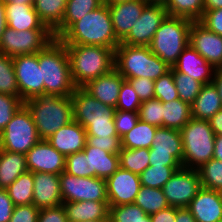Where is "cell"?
Returning <instances> with one entry per match:
<instances>
[{"mask_svg": "<svg viewBox=\"0 0 222 222\" xmlns=\"http://www.w3.org/2000/svg\"><path fill=\"white\" fill-rule=\"evenodd\" d=\"M58 39L65 45L102 46L114 51L120 44L106 3L73 23Z\"/></svg>", "mask_w": 222, "mask_h": 222, "instance_id": "1", "label": "cell"}, {"mask_svg": "<svg viewBox=\"0 0 222 222\" xmlns=\"http://www.w3.org/2000/svg\"><path fill=\"white\" fill-rule=\"evenodd\" d=\"M38 64L44 80V95L71 96L76 89L65 44L54 39L38 52Z\"/></svg>", "mask_w": 222, "mask_h": 222, "instance_id": "2", "label": "cell"}, {"mask_svg": "<svg viewBox=\"0 0 222 222\" xmlns=\"http://www.w3.org/2000/svg\"><path fill=\"white\" fill-rule=\"evenodd\" d=\"M71 99L73 120L85 128L87 136L99 138L118 136L114 123L115 108L105 105L82 87H76Z\"/></svg>", "mask_w": 222, "mask_h": 222, "instance_id": "3", "label": "cell"}, {"mask_svg": "<svg viewBox=\"0 0 222 222\" xmlns=\"http://www.w3.org/2000/svg\"><path fill=\"white\" fill-rule=\"evenodd\" d=\"M70 62L71 77L76 87L109 73L115 65V51L93 45H65Z\"/></svg>", "mask_w": 222, "mask_h": 222, "instance_id": "4", "label": "cell"}, {"mask_svg": "<svg viewBox=\"0 0 222 222\" xmlns=\"http://www.w3.org/2000/svg\"><path fill=\"white\" fill-rule=\"evenodd\" d=\"M24 105L32 115L41 140H46L59 128L73 121L71 96L42 95L26 100Z\"/></svg>", "mask_w": 222, "mask_h": 222, "instance_id": "5", "label": "cell"}, {"mask_svg": "<svg viewBox=\"0 0 222 222\" xmlns=\"http://www.w3.org/2000/svg\"><path fill=\"white\" fill-rule=\"evenodd\" d=\"M114 68L126 80L129 78H148L153 81L170 70V67L149 46H130L119 44L115 49Z\"/></svg>", "mask_w": 222, "mask_h": 222, "instance_id": "6", "label": "cell"}, {"mask_svg": "<svg viewBox=\"0 0 222 222\" xmlns=\"http://www.w3.org/2000/svg\"><path fill=\"white\" fill-rule=\"evenodd\" d=\"M192 22L186 18L168 15L155 32L149 48L170 68L189 45V30Z\"/></svg>", "mask_w": 222, "mask_h": 222, "instance_id": "7", "label": "cell"}, {"mask_svg": "<svg viewBox=\"0 0 222 222\" xmlns=\"http://www.w3.org/2000/svg\"><path fill=\"white\" fill-rule=\"evenodd\" d=\"M180 132L183 142L182 167L198 169L213 158L216 135L208 120L191 118Z\"/></svg>", "mask_w": 222, "mask_h": 222, "instance_id": "8", "label": "cell"}, {"mask_svg": "<svg viewBox=\"0 0 222 222\" xmlns=\"http://www.w3.org/2000/svg\"><path fill=\"white\" fill-rule=\"evenodd\" d=\"M40 140L32 115L23 104L0 133V149L26 154Z\"/></svg>", "mask_w": 222, "mask_h": 222, "instance_id": "9", "label": "cell"}, {"mask_svg": "<svg viewBox=\"0 0 222 222\" xmlns=\"http://www.w3.org/2000/svg\"><path fill=\"white\" fill-rule=\"evenodd\" d=\"M54 40L51 30L16 31L5 28L0 40V53L7 56L36 54Z\"/></svg>", "mask_w": 222, "mask_h": 222, "instance_id": "10", "label": "cell"}, {"mask_svg": "<svg viewBox=\"0 0 222 222\" xmlns=\"http://www.w3.org/2000/svg\"><path fill=\"white\" fill-rule=\"evenodd\" d=\"M62 201H108L106 180L97 177H76L63 171L60 175Z\"/></svg>", "mask_w": 222, "mask_h": 222, "instance_id": "11", "label": "cell"}, {"mask_svg": "<svg viewBox=\"0 0 222 222\" xmlns=\"http://www.w3.org/2000/svg\"><path fill=\"white\" fill-rule=\"evenodd\" d=\"M200 188L198 170L181 167L164 184L162 191L170 206L187 208Z\"/></svg>", "mask_w": 222, "mask_h": 222, "instance_id": "12", "label": "cell"}, {"mask_svg": "<svg viewBox=\"0 0 222 222\" xmlns=\"http://www.w3.org/2000/svg\"><path fill=\"white\" fill-rule=\"evenodd\" d=\"M19 97L23 102L44 95V80L38 64V53L12 57Z\"/></svg>", "mask_w": 222, "mask_h": 222, "instance_id": "13", "label": "cell"}, {"mask_svg": "<svg viewBox=\"0 0 222 222\" xmlns=\"http://www.w3.org/2000/svg\"><path fill=\"white\" fill-rule=\"evenodd\" d=\"M168 16L164 5L148 4L129 34L120 42L130 46H149L155 32Z\"/></svg>", "mask_w": 222, "mask_h": 222, "instance_id": "14", "label": "cell"}, {"mask_svg": "<svg viewBox=\"0 0 222 222\" xmlns=\"http://www.w3.org/2000/svg\"><path fill=\"white\" fill-rule=\"evenodd\" d=\"M189 45L215 69L222 68V36L209 31L199 21L192 22Z\"/></svg>", "mask_w": 222, "mask_h": 222, "instance_id": "15", "label": "cell"}, {"mask_svg": "<svg viewBox=\"0 0 222 222\" xmlns=\"http://www.w3.org/2000/svg\"><path fill=\"white\" fill-rule=\"evenodd\" d=\"M141 186L139 175L119 167L106 179L108 206L134 203Z\"/></svg>", "mask_w": 222, "mask_h": 222, "instance_id": "16", "label": "cell"}, {"mask_svg": "<svg viewBox=\"0 0 222 222\" xmlns=\"http://www.w3.org/2000/svg\"><path fill=\"white\" fill-rule=\"evenodd\" d=\"M25 155L27 169L30 172L60 175L65 171L66 157L47 140H40Z\"/></svg>", "mask_w": 222, "mask_h": 222, "instance_id": "17", "label": "cell"}, {"mask_svg": "<svg viewBox=\"0 0 222 222\" xmlns=\"http://www.w3.org/2000/svg\"><path fill=\"white\" fill-rule=\"evenodd\" d=\"M106 4H108L116 37L120 42L129 34L134 23L148 5L144 0H127Z\"/></svg>", "mask_w": 222, "mask_h": 222, "instance_id": "18", "label": "cell"}, {"mask_svg": "<svg viewBox=\"0 0 222 222\" xmlns=\"http://www.w3.org/2000/svg\"><path fill=\"white\" fill-rule=\"evenodd\" d=\"M59 175L46 172L33 173V202L38 209L62 205Z\"/></svg>", "mask_w": 222, "mask_h": 222, "instance_id": "19", "label": "cell"}, {"mask_svg": "<svg viewBox=\"0 0 222 222\" xmlns=\"http://www.w3.org/2000/svg\"><path fill=\"white\" fill-rule=\"evenodd\" d=\"M187 209L196 222H222V201L218 190L201 187Z\"/></svg>", "mask_w": 222, "mask_h": 222, "instance_id": "20", "label": "cell"}, {"mask_svg": "<svg viewBox=\"0 0 222 222\" xmlns=\"http://www.w3.org/2000/svg\"><path fill=\"white\" fill-rule=\"evenodd\" d=\"M171 69L184 73L203 85L212 83L215 73V68L190 45L184 49Z\"/></svg>", "mask_w": 222, "mask_h": 222, "instance_id": "21", "label": "cell"}, {"mask_svg": "<svg viewBox=\"0 0 222 222\" xmlns=\"http://www.w3.org/2000/svg\"><path fill=\"white\" fill-rule=\"evenodd\" d=\"M125 79L113 68L109 73L90 80L82 88L105 105L116 109L121 85Z\"/></svg>", "mask_w": 222, "mask_h": 222, "instance_id": "22", "label": "cell"}, {"mask_svg": "<svg viewBox=\"0 0 222 222\" xmlns=\"http://www.w3.org/2000/svg\"><path fill=\"white\" fill-rule=\"evenodd\" d=\"M86 130L76 121L59 128L46 140L65 157L83 151L86 145Z\"/></svg>", "mask_w": 222, "mask_h": 222, "instance_id": "23", "label": "cell"}, {"mask_svg": "<svg viewBox=\"0 0 222 222\" xmlns=\"http://www.w3.org/2000/svg\"><path fill=\"white\" fill-rule=\"evenodd\" d=\"M7 26L16 31L26 30H50L39 19L34 6L31 4L6 3Z\"/></svg>", "mask_w": 222, "mask_h": 222, "instance_id": "24", "label": "cell"}, {"mask_svg": "<svg viewBox=\"0 0 222 222\" xmlns=\"http://www.w3.org/2000/svg\"><path fill=\"white\" fill-rule=\"evenodd\" d=\"M83 151L88 157L90 177L106 180L120 167L118 153H109L93 146H85Z\"/></svg>", "mask_w": 222, "mask_h": 222, "instance_id": "25", "label": "cell"}, {"mask_svg": "<svg viewBox=\"0 0 222 222\" xmlns=\"http://www.w3.org/2000/svg\"><path fill=\"white\" fill-rule=\"evenodd\" d=\"M68 222L104 219L109 214L108 201H78L62 203Z\"/></svg>", "mask_w": 222, "mask_h": 222, "instance_id": "26", "label": "cell"}, {"mask_svg": "<svg viewBox=\"0 0 222 222\" xmlns=\"http://www.w3.org/2000/svg\"><path fill=\"white\" fill-rule=\"evenodd\" d=\"M222 109L218 90L213 83L202 86L199 95L191 104L192 118L208 120Z\"/></svg>", "mask_w": 222, "mask_h": 222, "instance_id": "27", "label": "cell"}, {"mask_svg": "<svg viewBox=\"0 0 222 222\" xmlns=\"http://www.w3.org/2000/svg\"><path fill=\"white\" fill-rule=\"evenodd\" d=\"M103 4V0H68L62 22L52 31L54 39H58L73 23Z\"/></svg>", "mask_w": 222, "mask_h": 222, "instance_id": "28", "label": "cell"}, {"mask_svg": "<svg viewBox=\"0 0 222 222\" xmlns=\"http://www.w3.org/2000/svg\"><path fill=\"white\" fill-rule=\"evenodd\" d=\"M150 149L154 153L172 154L181 164L183 161V142L179 130L157 127Z\"/></svg>", "mask_w": 222, "mask_h": 222, "instance_id": "29", "label": "cell"}, {"mask_svg": "<svg viewBox=\"0 0 222 222\" xmlns=\"http://www.w3.org/2000/svg\"><path fill=\"white\" fill-rule=\"evenodd\" d=\"M27 171L25 154L0 149V188L6 189Z\"/></svg>", "mask_w": 222, "mask_h": 222, "instance_id": "30", "label": "cell"}, {"mask_svg": "<svg viewBox=\"0 0 222 222\" xmlns=\"http://www.w3.org/2000/svg\"><path fill=\"white\" fill-rule=\"evenodd\" d=\"M163 127L181 130L192 118L191 105L180 98L163 103Z\"/></svg>", "mask_w": 222, "mask_h": 222, "instance_id": "31", "label": "cell"}, {"mask_svg": "<svg viewBox=\"0 0 222 222\" xmlns=\"http://www.w3.org/2000/svg\"><path fill=\"white\" fill-rule=\"evenodd\" d=\"M156 130L157 127L139 119L136 125L121 138V147L150 149Z\"/></svg>", "mask_w": 222, "mask_h": 222, "instance_id": "32", "label": "cell"}, {"mask_svg": "<svg viewBox=\"0 0 222 222\" xmlns=\"http://www.w3.org/2000/svg\"><path fill=\"white\" fill-rule=\"evenodd\" d=\"M67 1L68 0H37L33 6L39 19L53 31L62 22Z\"/></svg>", "mask_w": 222, "mask_h": 222, "instance_id": "33", "label": "cell"}, {"mask_svg": "<svg viewBox=\"0 0 222 222\" xmlns=\"http://www.w3.org/2000/svg\"><path fill=\"white\" fill-rule=\"evenodd\" d=\"M134 203L140 206L147 215L158 213L168 208V204L162 188L141 186Z\"/></svg>", "mask_w": 222, "mask_h": 222, "instance_id": "34", "label": "cell"}, {"mask_svg": "<svg viewBox=\"0 0 222 222\" xmlns=\"http://www.w3.org/2000/svg\"><path fill=\"white\" fill-rule=\"evenodd\" d=\"M164 6L169 16L182 17L193 22L200 21L204 15V0H167Z\"/></svg>", "mask_w": 222, "mask_h": 222, "instance_id": "35", "label": "cell"}, {"mask_svg": "<svg viewBox=\"0 0 222 222\" xmlns=\"http://www.w3.org/2000/svg\"><path fill=\"white\" fill-rule=\"evenodd\" d=\"M119 155L120 168L140 175L149 165V149H128L121 147Z\"/></svg>", "mask_w": 222, "mask_h": 222, "instance_id": "36", "label": "cell"}, {"mask_svg": "<svg viewBox=\"0 0 222 222\" xmlns=\"http://www.w3.org/2000/svg\"><path fill=\"white\" fill-rule=\"evenodd\" d=\"M9 197L14 206L32 204L33 202V172L27 171L21 174L7 188Z\"/></svg>", "mask_w": 222, "mask_h": 222, "instance_id": "37", "label": "cell"}, {"mask_svg": "<svg viewBox=\"0 0 222 222\" xmlns=\"http://www.w3.org/2000/svg\"><path fill=\"white\" fill-rule=\"evenodd\" d=\"M182 166H152L149 165L140 175L142 186L163 188L170 177Z\"/></svg>", "mask_w": 222, "mask_h": 222, "instance_id": "38", "label": "cell"}, {"mask_svg": "<svg viewBox=\"0 0 222 222\" xmlns=\"http://www.w3.org/2000/svg\"><path fill=\"white\" fill-rule=\"evenodd\" d=\"M0 93L19 97L12 57L3 53H0Z\"/></svg>", "mask_w": 222, "mask_h": 222, "instance_id": "39", "label": "cell"}, {"mask_svg": "<svg viewBox=\"0 0 222 222\" xmlns=\"http://www.w3.org/2000/svg\"><path fill=\"white\" fill-rule=\"evenodd\" d=\"M109 222H148V215L135 203L109 206Z\"/></svg>", "mask_w": 222, "mask_h": 222, "instance_id": "40", "label": "cell"}, {"mask_svg": "<svg viewBox=\"0 0 222 222\" xmlns=\"http://www.w3.org/2000/svg\"><path fill=\"white\" fill-rule=\"evenodd\" d=\"M173 79L179 98L191 105L199 95L203 84L177 70H173Z\"/></svg>", "mask_w": 222, "mask_h": 222, "instance_id": "41", "label": "cell"}, {"mask_svg": "<svg viewBox=\"0 0 222 222\" xmlns=\"http://www.w3.org/2000/svg\"><path fill=\"white\" fill-rule=\"evenodd\" d=\"M197 170L200 175L201 187L212 190L222 188V161L212 158Z\"/></svg>", "mask_w": 222, "mask_h": 222, "instance_id": "42", "label": "cell"}, {"mask_svg": "<svg viewBox=\"0 0 222 222\" xmlns=\"http://www.w3.org/2000/svg\"><path fill=\"white\" fill-rule=\"evenodd\" d=\"M154 85L155 99L160 100L162 103L171 102L179 98L171 68L167 73L156 79Z\"/></svg>", "mask_w": 222, "mask_h": 222, "instance_id": "43", "label": "cell"}, {"mask_svg": "<svg viewBox=\"0 0 222 222\" xmlns=\"http://www.w3.org/2000/svg\"><path fill=\"white\" fill-rule=\"evenodd\" d=\"M163 103L158 99L146 100L141 103L139 119L155 127H163Z\"/></svg>", "mask_w": 222, "mask_h": 222, "instance_id": "44", "label": "cell"}, {"mask_svg": "<svg viewBox=\"0 0 222 222\" xmlns=\"http://www.w3.org/2000/svg\"><path fill=\"white\" fill-rule=\"evenodd\" d=\"M141 103L134 88L127 80H124L120 88L116 110L138 112Z\"/></svg>", "mask_w": 222, "mask_h": 222, "instance_id": "45", "label": "cell"}, {"mask_svg": "<svg viewBox=\"0 0 222 222\" xmlns=\"http://www.w3.org/2000/svg\"><path fill=\"white\" fill-rule=\"evenodd\" d=\"M23 104L20 97L0 93V133Z\"/></svg>", "mask_w": 222, "mask_h": 222, "instance_id": "46", "label": "cell"}, {"mask_svg": "<svg viewBox=\"0 0 222 222\" xmlns=\"http://www.w3.org/2000/svg\"><path fill=\"white\" fill-rule=\"evenodd\" d=\"M65 172L76 177H90L88 157L84 151L66 156Z\"/></svg>", "mask_w": 222, "mask_h": 222, "instance_id": "47", "label": "cell"}, {"mask_svg": "<svg viewBox=\"0 0 222 222\" xmlns=\"http://www.w3.org/2000/svg\"><path fill=\"white\" fill-rule=\"evenodd\" d=\"M138 120V112L116 110L114 114V123L118 136L122 138L136 125Z\"/></svg>", "mask_w": 222, "mask_h": 222, "instance_id": "48", "label": "cell"}, {"mask_svg": "<svg viewBox=\"0 0 222 222\" xmlns=\"http://www.w3.org/2000/svg\"><path fill=\"white\" fill-rule=\"evenodd\" d=\"M85 146L101 148L109 153H119L121 150V138L119 136H109V138L86 136Z\"/></svg>", "mask_w": 222, "mask_h": 222, "instance_id": "49", "label": "cell"}, {"mask_svg": "<svg viewBox=\"0 0 222 222\" xmlns=\"http://www.w3.org/2000/svg\"><path fill=\"white\" fill-rule=\"evenodd\" d=\"M126 80L134 88L141 102L155 98L153 80L148 78H129Z\"/></svg>", "mask_w": 222, "mask_h": 222, "instance_id": "50", "label": "cell"}, {"mask_svg": "<svg viewBox=\"0 0 222 222\" xmlns=\"http://www.w3.org/2000/svg\"><path fill=\"white\" fill-rule=\"evenodd\" d=\"M39 212L34 204L14 206L9 222H37Z\"/></svg>", "mask_w": 222, "mask_h": 222, "instance_id": "51", "label": "cell"}, {"mask_svg": "<svg viewBox=\"0 0 222 222\" xmlns=\"http://www.w3.org/2000/svg\"><path fill=\"white\" fill-rule=\"evenodd\" d=\"M199 22L209 31L222 36V8L204 11V15Z\"/></svg>", "mask_w": 222, "mask_h": 222, "instance_id": "52", "label": "cell"}, {"mask_svg": "<svg viewBox=\"0 0 222 222\" xmlns=\"http://www.w3.org/2000/svg\"><path fill=\"white\" fill-rule=\"evenodd\" d=\"M37 222H68L63 205L40 209Z\"/></svg>", "mask_w": 222, "mask_h": 222, "instance_id": "53", "label": "cell"}, {"mask_svg": "<svg viewBox=\"0 0 222 222\" xmlns=\"http://www.w3.org/2000/svg\"><path fill=\"white\" fill-rule=\"evenodd\" d=\"M149 163L152 166H182L172 154L154 153V149H149Z\"/></svg>", "mask_w": 222, "mask_h": 222, "instance_id": "54", "label": "cell"}, {"mask_svg": "<svg viewBox=\"0 0 222 222\" xmlns=\"http://www.w3.org/2000/svg\"><path fill=\"white\" fill-rule=\"evenodd\" d=\"M13 209L14 204L7 189L0 188V222H9Z\"/></svg>", "mask_w": 222, "mask_h": 222, "instance_id": "55", "label": "cell"}, {"mask_svg": "<svg viewBox=\"0 0 222 222\" xmlns=\"http://www.w3.org/2000/svg\"><path fill=\"white\" fill-rule=\"evenodd\" d=\"M176 207L169 206L158 213L150 215L151 222H175Z\"/></svg>", "mask_w": 222, "mask_h": 222, "instance_id": "56", "label": "cell"}, {"mask_svg": "<svg viewBox=\"0 0 222 222\" xmlns=\"http://www.w3.org/2000/svg\"><path fill=\"white\" fill-rule=\"evenodd\" d=\"M215 135H222V109L209 119Z\"/></svg>", "mask_w": 222, "mask_h": 222, "instance_id": "57", "label": "cell"}, {"mask_svg": "<svg viewBox=\"0 0 222 222\" xmlns=\"http://www.w3.org/2000/svg\"><path fill=\"white\" fill-rule=\"evenodd\" d=\"M175 222H196L187 208H176Z\"/></svg>", "mask_w": 222, "mask_h": 222, "instance_id": "58", "label": "cell"}, {"mask_svg": "<svg viewBox=\"0 0 222 222\" xmlns=\"http://www.w3.org/2000/svg\"><path fill=\"white\" fill-rule=\"evenodd\" d=\"M212 83L218 90V94L220 96L222 102V68L215 69L214 78Z\"/></svg>", "mask_w": 222, "mask_h": 222, "instance_id": "59", "label": "cell"}, {"mask_svg": "<svg viewBox=\"0 0 222 222\" xmlns=\"http://www.w3.org/2000/svg\"><path fill=\"white\" fill-rule=\"evenodd\" d=\"M213 158L222 161V135L215 136Z\"/></svg>", "mask_w": 222, "mask_h": 222, "instance_id": "60", "label": "cell"}, {"mask_svg": "<svg viewBox=\"0 0 222 222\" xmlns=\"http://www.w3.org/2000/svg\"><path fill=\"white\" fill-rule=\"evenodd\" d=\"M6 27L7 23H6L5 4L0 0V40Z\"/></svg>", "mask_w": 222, "mask_h": 222, "instance_id": "61", "label": "cell"}, {"mask_svg": "<svg viewBox=\"0 0 222 222\" xmlns=\"http://www.w3.org/2000/svg\"><path fill=\"white\" fill-rule=\"evenodd\" d=\"M222 0H204V11L221 9Z\"/></svg>", "mask_w": 222, "mask_h": 222, "instance_id": "62", "label": "cell"}, {"mask_svg": "<svg viewBox=\"0 0 222 222\" xmlns=\"http://www.w3.org/2000/svg\"><path fill=\"white\" fill-rule=\"evenodd\" d=\"M4 4L6 3H16V4H31L34 5L33 0H1Z\"/></svg>", "mask_w": 222, "mask_h": 222, "instance_id": "63", "label": "cell"}, {"mask_svg": "<svg viewBox=\"0 0 222 222\" xmlns=\"http://www.w3.org/2000/svg\"><path fill=\"white\" fill-rule=\"evenodd\" d=\"M148 4L165 5L167 0H144Z\"/></svg>", "mask_w": 222, "mask_h": 222, "instance_id": "64", "label": "cell"}, {"mask_svg": "<svg viewBox=\"0 0 222 222\" xmlns=\"http://www.w3.org/2000/svg\"><path fill=\"white\" fill-rule=\"evenodd\" d=\"M83 222H109V215L104 219H97V220H90V221H83Z\"/></svg>", "mask_w": 222, "mask_h": 222, "instance_id": "65", "label": "cell"}, {"mask_svg": "<svg viewBox=\"0 0 222 222\" xmlns=\"http://www.w3.org/2000/svg\"><path fill=\"white\" fill-rule=\"evenodd\" d=\"M104 3H117V2H123V1H127V0H103Z\"/></svg>", "mask_w": 222, "mask_h": 222, "instance_id": "66", "label": "cell"}, {"mask_svg": "<svg viewBox=\"0 0 222 222\" xmlns=\"http://www.w3.org/2000/svg\"><path fill=\"white\" fill-rule=\"evenodd\" d=\"M218 192H219V195H220V198H221V201H222V188H220V189L218 190Z\"/></svg>", "mask_w": 222, "mask_h": 222, "instance_id": "67", "label": "cell"}, {"mask_svg": "<svg viewBox=\"0 0 222 222\" xmlns=\"http://www.w3.org/2000/svg\"><path fill=\"white\" fill-rule=\"evenodd\" d=\"M148 222H151V220H150V215H148Z\"/></svg>", "mask_w": 222, "mask_h": 222, "instance_id": "68", "label": "cell"}]
</instances>
